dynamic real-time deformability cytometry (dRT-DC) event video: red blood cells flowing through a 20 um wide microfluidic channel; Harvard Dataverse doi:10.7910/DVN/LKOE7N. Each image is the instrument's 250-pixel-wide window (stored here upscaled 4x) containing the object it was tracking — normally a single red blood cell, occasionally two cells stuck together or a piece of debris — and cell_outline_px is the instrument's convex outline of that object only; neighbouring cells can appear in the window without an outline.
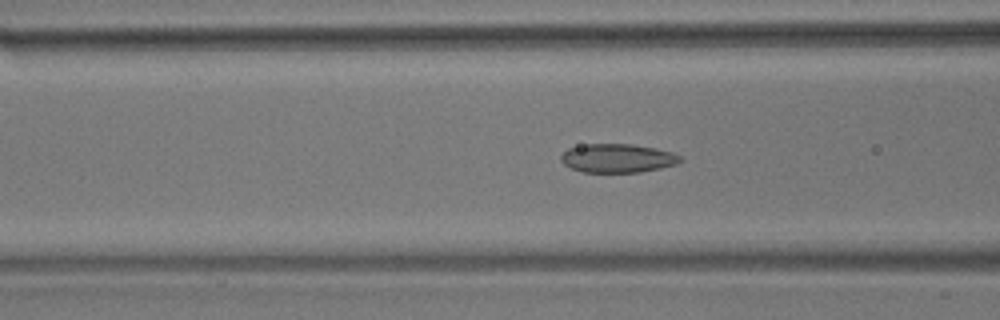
{"species": "common noctule bat (a hibernating species)", "species_latin": "Nyctalus noctula", "temperature_condition": "room temperature", "stored_images_in_passage": 57, "camera_frame_rate_fps": 3000, "um_per_image_px": 0.085, "animal": {"sex": "male", "body_mass_g": 17.9}, "frame": {"image": 1, "passage_image": 22, "time_ms": 7.0, "image_size_px": [1000, 320], "cell_outline_px": [[684, 160], [676, 164], [660, 168], [640, 172], [584, 172], [572, 168], [564, 164], [560, 160], [560, 156], [568, 148], [584, 144], [632, 144], [656, 148], [672, 152], [680, 156]], "centroid_in_image_um": [52.5, 13.44], "position_along_channel_um": 114.1, "area_um2": 20.0}}
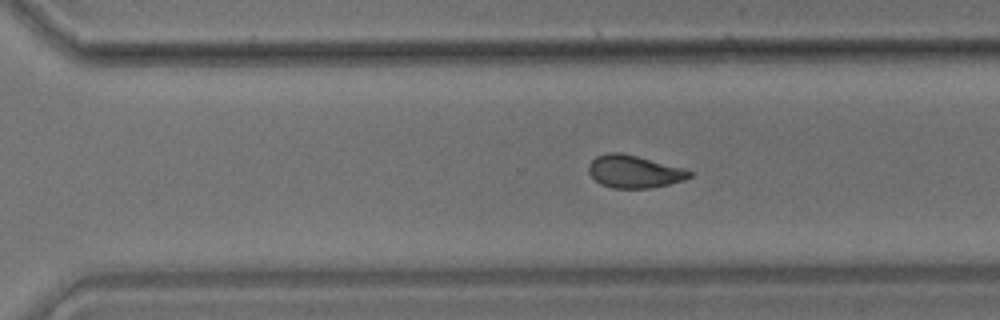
{"frame": {"image": 2, "passage_image": 39, "time_ms": 12.667, "image_size_px": [1000, 320], "cell_outline_px": [[692, 176], [684, 180], [652, 188], [612, 188], [600, 184], [588, 172], [588, 164], [596, 156], [608, 152], [620, 152], [684, 168], [692, 172]], "centroid_in_image_um": [53.88, 14.58], "position_along_channel_um": 316.7, "area_um2": 19.13}}
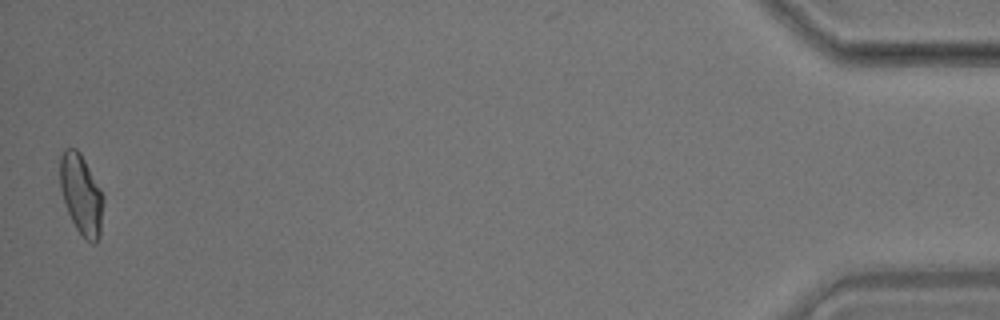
{"frame": {"image": 3, "passage_image": 56, "time_ms": 18.333, "image_size_px": [1000, 320], "cell_outline_px": [[104, 200], [100, 236], [96, 244], [92, 244], [76, 228], [68, 212], [60, 188], [60, 156], [64, 148], [76, 148], [80, 152], [100, 188], [104, 196]], "centroid_in_image_um": [6.92, 16.52], "position_along_channel_um": 428.3, "area_um2": 20.17}, "authors_computed_cell_mechanics": {"area_um2": 19.9988, "velocity_mm_per_s": 3.5791, "shape_relaxation_time_tau1_ms": null, "shape_relaxation_time_tau2_ms": 2.2353, "deformation_change_tau1": null, "deformation_change_tau2": 0.0763}}